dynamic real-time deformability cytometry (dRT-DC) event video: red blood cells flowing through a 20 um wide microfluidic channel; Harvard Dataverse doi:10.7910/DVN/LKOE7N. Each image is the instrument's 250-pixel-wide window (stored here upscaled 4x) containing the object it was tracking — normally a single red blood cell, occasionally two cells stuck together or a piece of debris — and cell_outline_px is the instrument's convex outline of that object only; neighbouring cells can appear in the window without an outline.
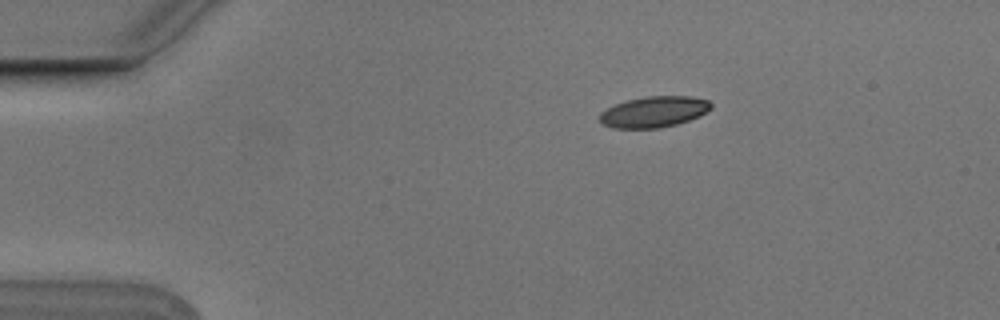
{"species": "Egyptian fruit bat (a non-hibernating species)", "species_latin": "Rousettus aegyptiacus", "temperature_condition": "cold", "stored_images_in_passage": 3, "camera_frame_rate_fps": 3000, "um_per_image_px": 0.085, "animal": {"sex": "male"}, "frame": {"image": 1, "passage_image": 1, "time_ms": 0.0, "image_size_px": [1000, 320], "cell_outline_px": [[712, 108], [700, 116], [676, 124], [660, 128], [612, 128], [604, 124], [600, 120], [600, 112], [616, 104], [628, 100], [644, 96], [692, 96], [708, 100], [712, 104]], "centroid_in_image_um": [55.61, 9.5], "position_along_channel_um": 29.4, "area_um2": 20.06}}
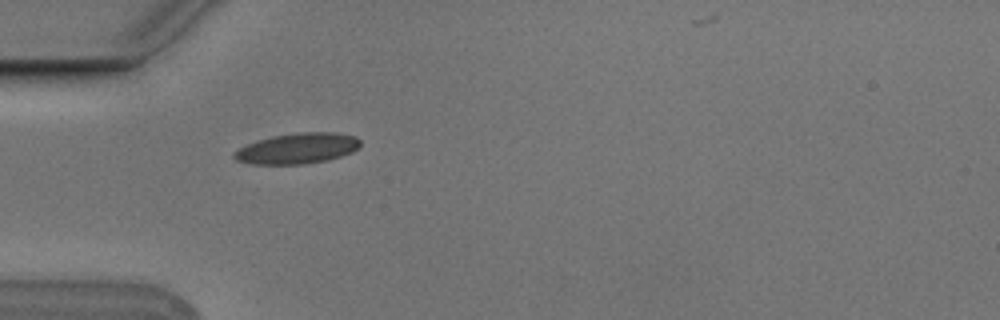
{"frame": {"image": 2, "passage_image": 3, "time_ms": 0.667, "image_size_px": [1000, 320], "cell_outline_px": [[360, 144], [352, 152], [328, 160], [304, 164], [252, 164], [236, 160], [232, 156], [232, 152], [248, 144], [272, 136], [296, 132], [332, 132], [356, 136], [360, 140]], "centroid_in_image_um": [25.27, 12.61], "position_along_channel_um": 59.7, "area_um2": 22.43}}